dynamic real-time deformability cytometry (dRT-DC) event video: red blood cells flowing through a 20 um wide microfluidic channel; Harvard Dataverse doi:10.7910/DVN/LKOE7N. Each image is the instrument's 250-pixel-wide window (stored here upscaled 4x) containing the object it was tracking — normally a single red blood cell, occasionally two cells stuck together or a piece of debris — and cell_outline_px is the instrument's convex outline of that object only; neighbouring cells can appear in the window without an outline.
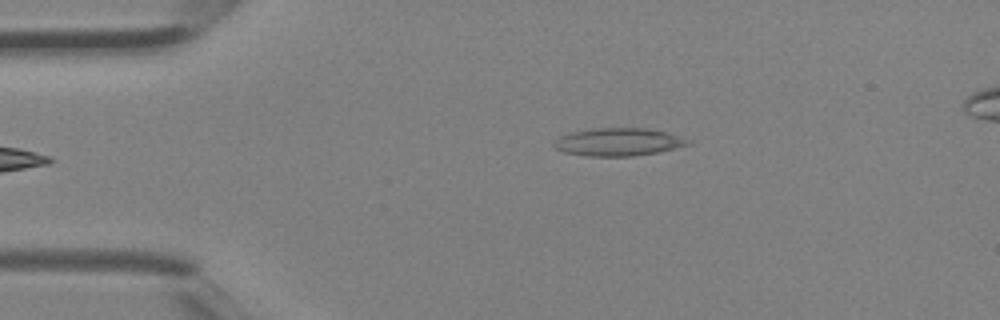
{"species": "Egyptian fruit bat (a non-hibernating species)", "species_latin": "Rousettus aegyptiacus", "temperature_condition": "room temperature", "stored_images_in_passage": 3, "camera_frame_rate_fps": 3000, "um_per_image_px": 0.085, "animal": {"sex": "female"}, "frame": {"image": 1, "passage_image": 3, "time_ms": 0.667, "image_size_px": [1000, 320], "cell_outline_px": [[692, 144], [656, 152], [632, 156], [588, 156], [564, 152], [556, 148], [552, 144], [560, 136], [572, 132], [596, 128], [648, 128], [668, 132], [692, 140]], "centroid_in_image_um": [52.6, 12.06], "position_along_channel_um": 32.4, "area_um2": 21.68}}